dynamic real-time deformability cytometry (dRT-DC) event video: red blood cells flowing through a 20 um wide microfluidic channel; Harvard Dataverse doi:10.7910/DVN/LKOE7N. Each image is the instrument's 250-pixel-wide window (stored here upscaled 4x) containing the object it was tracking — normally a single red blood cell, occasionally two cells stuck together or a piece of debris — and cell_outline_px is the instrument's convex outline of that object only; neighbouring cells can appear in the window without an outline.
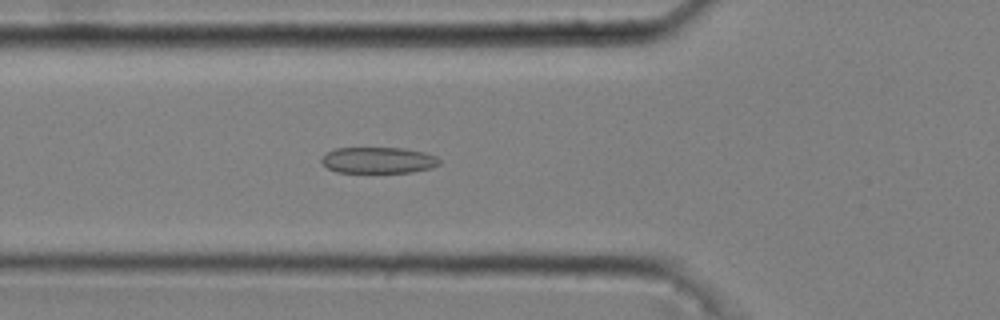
{"species": "common noctule bat (a hibernating species)", "species_latin": "Nyctalus noctula", "temperature_condition": "cold", "stored_images_in_passage": 52, "camera_frame_rate_fps": 3000, "um_per_image_px": 0.085, "animal": {"sex": "male", "body_mass_g": 20.4}, "frame": {"image": 1, "passage_image": 19, "time_ms": 6.0, "image_size_px": [1000, 320], "cell_outline_px": [[440, 164], [432, 168], [412, 172], [336, 172], [328, 168], [320, 160], [328, 152], [336, 148], [404, 148], [424, 152], [436, 156], [440, 160]], "centroid_in_image_um": [32.19, 13.62], "position_along_channel_um": 93.6, "area_um2": 17.92}}
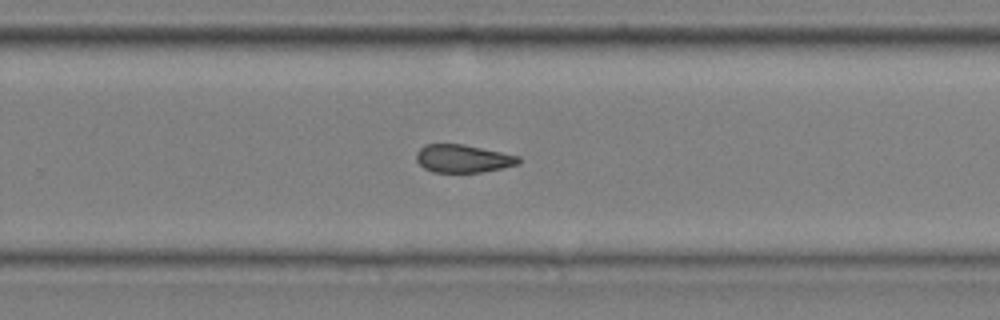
{"frame": {"image": 2, "passage_image": 35, "time_ms": 11.333, "image_size_px": [1000, 320], "cell_outline_px": [[520, 164], [480, 172], [432, 172], [424, 168], [416, 160], [416, 152], [424, 144], [464, 144], [520, 156]], "centroid_in_image_um": [39.34, 13.47], "position_along_channel_um": 290.5, "area_um2": 16.65}}
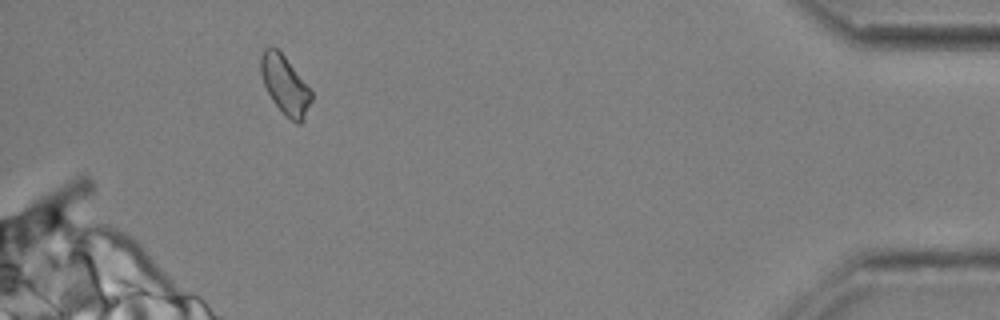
{"frame": {"image": 3, "passage_image": 49, "time_ms": 16.0, "image_size_px": [1000, 320], "cell_outline_px": [[312, 100], [304, 120], [300, 124], [296, 124], [272, 100], [264, 84], [260, 72], [260, 56], [264, 48], [276, 48], [284, 56], [312, 92]], "centroid_in_image_um": [24.22, 7.23], "position_along_channel_um": 411.0, "area_um2": 16.82}, "authors_computed_cell_mechanics": {"area_um2": 17.6868, "velocity_mm_per_s": 3.6914, "shape_relaxation_time_tau1_ms": null, "shape_relaxation_time_tau2_ms": 2.5451, "deformation_change_tau1": null, "deformation_change_tau2": 0.1003}}